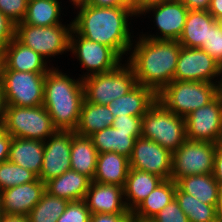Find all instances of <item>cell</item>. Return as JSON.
<instances>
[{
	"instance_id": "3957f363",
	"label": "cell",
	"mask_w": 222,
	"mask_h": 222,
	"mask_svg": "<svg viewBox=\"0 0 222 222\" xmlns=\"http://www.w3.org/2000/svg\"><path fill=\"white\" fill-rule=\"evenodd\" d=\"M85 100L83 79L71 78L58 67L45 75L43 106L57 130H75Z\"/></svg>"
},
{
	"instance_id": "7bdbcfd3",
	"label": "cell",
	"mask_w": 222,
	"mask_h": 222,
	"mask_svg": "<svg viewBox=\"0 0 222 222\" xmlns=\"http://www.w3.org/2000/svg\"><path fill=\"white\" fill-rule=\"evenodd\" d=\"M213 176L222 188V142L216 145Z\"/></svg>"
},
{
	"instance_id": "f1b7e54d",
	"label": "cell",
	"mask_w": 222,
	"mask_h": 222,
	"mask_svg": "<svg viewBox=\"0 0 222 222\" xmlns=\"http://www.w3.org/2000/svg\"><path fill=\"white\" fill-rule=\"evenodd\" d=\"M114 116L107 105H98L84 100L79 122L74 130L77 135L90 137L94 133L112 126Z\"/></svg>"
},
{
	"instance_id": "d6986e66",
	"label": "cell",
	"mask_w": 222,
	"mask_h": 222,
	"mask_svg": "<svg viewBox=\"0 0 222 222\" xmlns=\"http://www.w3.org/2000/svg\"><path fill=\"white\" fill-rule=\"evenodd\" d=\"M91 214H131L124 199V187L91 181L85 196Z\"/></svg>"
},
{
	"instance_id": "d6a6232c",
	"label": "cell",
	"mask_w": 222,
	"mask_h": 222,
	"mask_svg": "<svg viewBox=\"0 0 222 222\" xmlns=\"http://www.w3.org/2000/svg\"><path fill=\"white\" fill-rule=\"evenodd\" d=\"M69 201L44 192L41 200L32 208L27 217L29 222H57Z\"/></svg>"
},
{
	"instance_id": "6da1fadb",
	"label": "cell",
	"mask_w": 222,
	"mask_h": 222,
	"mask_svg": "<svg viewBox=\"0 0 222 222\" xmlns=\"http://www.w3.org/2000/svg\"><path fill=\"white\" fill-rule=\"evenodd\" d=\"M74 8L77 13L72 19V29L76 33L112 48L122 59L129 55L136 37L131 35L129 20L138 18L132 7H97L83 2Z\"/></svg>"
},
{
	"instance_id": "f5cc1de1",
	"label": "cell",
	"mask_w": 222,
	"mask_h": 222,
	"mask_svg": "<svg viewBox=\"0 0 222 222\" xmlns=\"http://www.w3.org/2000/svg\"><path fill=\"white\" fill-rule=\"evenodd\" d=\"M215 20L217 22L218 27L222 30V17L216 18Z\"/></svg>"
},
{
	"instance_id": "83f0119b",
	"label": "cell",
	"mask_w": 222,
	"mask_h": 222,
	"mask_svg": "<svg viewBox=\"0 0 222 222\" xmlns=\"http://www.w3.org/2000/svg\"><path fill=\"white\" fill-rule=\"evenodd\" d=\"M98 154L90 137L80 136L76 133L72 135L71 170L83 174L93 181Z\"/></svg>"
},
{
	"instance_id": "bcb514c9",
	"label": "cell",
	"mask_w": 222,
	"mask_h": 222,
	"mask_svg": "<svg viewBox=\"0 0 222 222\" xmlns=\"http://www.w3.org/2000/svg\"><path fill=\"white\" fill-rule=\"evenodd\" d=\"M189 10L208 11L211 0H180Z\"/></svg>"
},
{
	"instance_id": "ac0fdd59",
	"label": "cell",
	"mask_w": 222,
	"mask_h": 222,
	"mask_svg": "<svg viewBox=\"0 0 222 222\" xmlns=\"http://www.w3.org/2000/svg\"><path fill=\"white\" fill-rule=\"evenodd\" d=\"M44 192L45 183L39 178L33 182L0 191L3 214L27 216L41 200Z\"/></svg>"
},
{
	"instance_id": "d4e9b609",
	"label": "cell",
	"mask_w": 222,
	"mask_h": 222,
	"mask_svg": "<svg viewBox=\"0 0 222 222\" xmlns=\"http://www.w3.org/2000/svg\"><path fill=\"white\" fill-rule=\"evenodd\" d=\"M215 21L208 11L189 10L178 42L186 48H201L207 43L209 26Z\"/></svg>"
},
{
	"instance_id": "f546056e",
	"label": "cell",
	"mask_w": 222,
	"mask_h": 222,
	"mask_svg": "<svg viewBox=\"0 0 222 222\" xmlns=\"http://www.w3.org/2000/svg\"><path fill=\"white\" fill-rule=\"evenodd\" d=\"M176 184L183 192L194 196L202 203L218 206L221 187L213 174L186 176L180 178Z\"/></svg>"
},
{
	"instance_id": "603a6c76",
	"label": "cell",
	"mask_w": 222,
	"mask_h": 222,
	"mask_svg": "<svg viewBox=\"0 0 222 222\" xmlns=\"http://www.w3.org/2000/svg\"><path fill=\"white\" fill-rule=\"evenodd\" d=\"M43 154V141L12 137L8 160L39 177L43 164Z\"/></svg>"
},
{
	"instance_id": "11a10c76",
	"label": "cell",
	"mask_w": 222,
	"mask_h": 222,
	"mask_svg": "<svg viewBox=\"0 0 222 222\" xmlns=\"http://www.w3.org/2000/svg\"><path fill=\"white\" fill-rule=\"evenodd\" d=\"M3 216L2 204H1V195H0V219Z\"/></svg>"
},
{
	"instance_id": "681fc988",
	"label": "cell",
	"mask_w": 222,
	"mask_h": 222,
	"mask_svg": "<svg viewBox=\"0 0 222 222\" xmlns=\"http://www.w3.org/2000/svg\"><path fill=\"white\" fill-rule=\"evenodd\" d=\"M4 113H5V102L0 88V125H2L4 122Z\"/></svg>"
},
{
	"instance_id": "7a4b0ae2",
	"label": "cell",
	"mask_w": 222,
	"mask_h": 222,
	"mask_svg": "<svg viewBox=\"0 0 222 222\" xmlns=\"http://www.w3.org/2000/svg\"><path fill=\"white\" fill-rule=\"evenodd\" d=\"M125 62L131 66L136 82L158 94L174 80L181 44L174 40L136 37Z\"/></svg>"
},
{
	"instance_id": "60d3db41",
	"label": "cell",
	"mask_w": 222,
	"mask_h": 222,
	"mask_svg": "<svg viewBox=\"0 0 222 222\" xmlns=\"http://www.w3.org/2000/svg\"><path fill=\"white\" fill-rule=\"evenodd\" d=\"M131 214H91L90 222H131Z\"/></svg>"
},
{
	"instance_id": "44dd1931",
	"label": "cell",
	"mask_w": 222,
	"mask_h": 222,
	"mask_svg": "<svg viewBox=\"0 0 222 222\" xmlns=\"http://www.w3.org/2000/svg\"><path fill=\"white\" fill-rule=\"evenodd\" d=\"M91 180L74 170L45 182V191L49 194L70 201L84 200Z\"/></svg>"
},
{
	"instance_id": "836d02e7",
	"label": "cell",
	"mask_w": 222,
	"mask_h": 222,
	"mask_svg": "<svg viewBox=\"0 0 222 222\" xmlns=\"http://www.w3.org/2000/svg\"><path fill=\"white\" fill-rule=\"evenodd\" d=\"M37 178L31 171L9 160L0 163V191L33 182Z\"/></svg>"
},
{
	"instance_id": "e575fe53",
	"label": "cell",
	"mask_w": 222,
	"mask_h": 222,
	"mask_svg": "<svg viewBox=\"0 0 222 222\" xmlns=\"http://www.w3.org/2000/svg\"><path fill=\"white\" fill-rule=\"evenodd\" d=\"M90 217L85 200L70 201L57 222H90Z\"/></svg>"
},
{
	"instance_id": "816d5d0a",
	"label": "cell",
	"mask_w": 222,
	"mask_h": 222,
	"mask_svg": "<svg viewBox=\"0 0 222 222\" xmlns=\"http://www.w3.org/2000/svg\"><path fill=\"white\" fill-rule=\"evenodd\" d=\"M131 222H153V221L152 220H141V219H138V218H132Z\"/></svg>"
},
{
	"instance_id": "4fadbf2b",
	"label": "cell",
	"mask_w": 222,
	"mask_h": 222,
	"mask_svg": "<svg viewBox=\"0 0 222 222\" xmlns=\"http://www.w3.org/2000/svg\"><path fill=\"white\" fill-rule=\"evenodd\" d=\"M174 80L222 83V66L201 48L181 46Z\"/></svg>"
},
{
	"instance_id": "e0dca14e",
	"label": "cell",
	"mask_w": 222,
	"mask_h": 222,
	"mask_svg": "<svg viewBox=\"0 0 222 222\" xmlns=\"http://www.w3.org/2000/svg\"><path fill=\"white\" fill-rule=\"evenodd\" d=\"M52 66L30 47L19 42L15 37L0 53V70L47 73Z\"/></svg>"
},
{
	"instance_id": "8992f818",
	"label": "cell",
	"mask_w": 222,
	"mask_h": 222,
	"mask_svg": "<svg viewBox=\"0 0 222 222\" xmlns=\"http://www.w3.org/2000/svg\"><path fill=\"white\" fill-rule=\"evenodd\" d=\"M72 20L69 24L48 27L33 26L23 21L15 24V38L27 47L39 53L49 65L50 58L69 52Z\"/></svg>"
},
{
	"instance_id": "5b68a950",
	"label": "cell",
	"mask_w": 222,
	"mask_h": 222,
	"mask_svg": "<svg viewBox=\"0 0 222 222\" xmlns=\"http://www.w3.org/2000/svg\"><path fill=\"white\" fill-rule=\"evenodd\" d=\"M175 152L186 139L184 117L178 116L156 101L142 116V135Z\"/></svg>"
},
{
	"instance_id": "f6af8a7d",
	"label": "cell",
	"mask_w": 222,
	"mask_h": 222,
	"mask_svg": "<svg viewBox=\"0 0 222 222\" xmlns=\"http://www.w3.org/2000/svg\"><path fill=\"white\" fill-rule=\"evenodd\" d=\"M168 0H130L132 10L139 16L147 7L160 4Z\"/></svg>"
},
{
	"instance_id": "7dc6e473",
	"label": "cell",
	"mask_w": 222,
	"mask_h": 222,
	"mask_svg": "<svg viewBox=\"0 0 222 222\" xmlns=\"http://www.w3.org/2000/svg\"><path fill=\"white\" fill-rule=\"evenodd\" d=\"M208 12L215 19L222 17V0H211Z\"/></svg>"
},
{
	"instance_id": "7402d4cb",
	"label": "cell",
	"mask_w": 222,
	"mask_h": 222,
	"mask_svg": "<svg viewBox=\"0 0 222 222\" xmlns=\"http://www.w3.org/2000/svg\"><path fill=\"white\" fill-rule=\"evenodd\" d=\"M130 170L129 158L115 153L98 154L93 181L124 187Z\"/></svg>"
},
{
	"instance_id": "74e56055",
	"label": "cell",
	"mask_w": 222,
	"mask_h": 222,
	"mask_svg": "<svg viewBox=\"0 0 222 222\" xmlns=\"http://www.w3.org/2000/svg\"><path fill=\"white\" fill-rule=\"evenodd\" d=\"M153 222H189L188 217L174 198L153 219Z\"/></svg>"
},
{
	"instance_id": "ba28073f",
	"label": "cell",
	"mask_w": 222,
	"mask_h": 222,
	"mask_svg": "<svg viewBox=\"0 0 222 222\" xmlns=\"http://www.w3.org/2000/svg\"><path fill=\"white\" fill-rule=\"evenodd\" d=\"M85 100L98 105H108L126 95L137 85L133 69L126 62L114 70L88 76L83 79Z\"/></svg>"
},
{
	"instance_id": "c3c4849f",
	"label": "cell",
	"mask_w": 222,
	"mask_h": 222,
	"mask_svg": "<svg viewBox=\"0 0 222 222\" xmlns=\"http://www.w3.org/2000/svg\"><path fill=\"white\" fill-rule=\"evenodd\" d=\"M0 222H29L27 216H18V215H5L0 219Z\"/></svg>"
},
{
	"instance_id": "d590c367",
	"label": "cell",
	"mask_w": 222,
	"mask_h": 222,
	"mask_svg": "<svg viewBox=\"0 0 222 222\" xmlns=\"http://www.w3.org/2000/svg\"><path fill=\"white\" fill-rule=\"evenodd\" d=\"M201 49L222 66V30L216 21L209 26L208 41L203 44Z\"/></svg>"
},
{
	"instance_id": "9a60e30c",
	"label": "cell",
	"mask_w": 222,
	"mask_h": 222,
	"mask_svg": "<svg viewBox=\"0 0 222 222\" xmlns=\"http://www.w3.org/2000/svg\"><path fill=\"white\" fill-rule=\"evenodd\" d=\"M129 161L132 169L158 175L164 180L171 179L172 153L152 140L137 138Z\"/></svg>"
},
{
	"instance_id": "30bf717a",
	"label": "cell",
	"mask_w": 222,
	"mask_h": 222,
	"mask_svg": "<svg viewBox=\"0 0 222 222\" xmlns=\"http://www.w3.org/2000/svg\"><path fill=\"white\" fill-rule=\"evenodd\" d=\"M69 52L80 62L84 68L82 70H86L83 75H79L81 79L110 72L124 62L112 48L82 37L73 29L70 34Z\"/></svg>"
},
{
	"instance_id": "4316f807",
	"label": "cell",
	"mask_w": 222,
	"mask_h": 222,
	"mask_svg": "<svg viewBox=\"0 0 222 222\" xmlns=\"http://www.w3.org/2000/svg\"><path fill=\"white\" fill-rule=\"evenodd\" d=\"M177 184L172 179L163 180L131 212L132 218L152 220L167 204L175 198Z\"/></svg>"
},
{
	"instance_id": "8fae6325",
	"label": "cell",
	"mask_w": 222,
	"mask_h": 222,
	"mask_svg": "<svg viewBox=\"0 0 222 222\" xmlns=\"http://www.w3.org/2000/svg\"><path fill=\"white\" fill-rule=\"evenodd\" d=\"M215 143L186 140L172 153L171 179L177 182L190 175L212 174Z\"/></svg>"
},
{
	"instance_id": "8d00e7d4",
	"label": "cell",
	"mask_w": 222,
	"mask_h": 222,
	"mask_svg": "<svg viewBox=\"0 0 222 222\" xmlns=\"http://www.w3.org/2000/svg\"><path fill=\"white\" fill-rule=\"evenodd\" d=\"M27 6L28 0H0V12L15 24L24 20Z\"/></svg>"
},
{
	"instance_id": "52a82bcc",
	"label": "cell",
	"mask_w": 222,
	"mask_h": 222,
	"mask_svg": "<svg viewBox=\"0 0 222 222\" xmlns=\"http://www.w3.org/2000/svg\"><path fill=\"white\" fill-rule=\"evenodd\" d=\"M3 125L11 137L43 142L57 130L43 105L37 107L5 105Z\"/></svg>"
},
{
	"instance_id": "b9f144b4",
	"label": "cell",
	"mask_w": 222,
	"mask_h": 222,
	"mask_svg": "<svg viewBox=\"0 0 222 222\" xmlns=\"http://www.w3.org/2000/svg\"><path fill=\"white\" fill-rule=\"evenodd\" d=\"M12 137L6 130V127L0 125V163L7 161L9 158V150Z\"/></svg>"
},
{
	"instance_id": "f35d334b",
	"label": "cell",
	"mask_w": 222,
	"mask_h": 222,
	"mask_svg": "<svg viewBox=\"0 0 222 222\" xmlns=\"http://www.w3.org/2000/svg\"><path fill=\"white\" fill-rule=\"evenodd\" d=\"M112 127L117 131L142 133V116L125 115L114 117Z\"/></svg>"
},
{
	"instance_id": "cb8c5ba5",
	"label": "cell",
	"mask_w": 222,
	"mask_h": 222,
	"mask_svg": "<svg viewBox=\"0 0 222 222\" xmlns=\"http://www.w3.org/2000/svg\"><path fill=\"white\" fill-rule=\"evenodd\" d=\"M163 180L158 175L130 168L124 186L128 210L132 212Z\"/></svg>"
},
{
	"instance_id": "ffe728a7",
	"label": "cell",
	"mask_w": 222,
	"mask_h": 222,
	"mask_svg": "<svg viewBox=\"0 0 222 222\" xmlns=\"http://www.w3.org/2000/svg\"><path fill=\"white\" fill-rule=\"evenodd\" d=\"M157 101V94L150 88L137 84L126 95L116 98L107 106L114 117L143 116Z\"/></svg>"
},
{
	"instance_id": "1f68e13d",
	"label": "cell",
	"mask_w": 222,
	"mask_h": 222,
	"mask_svg": "<svg viewBox=\"0 0 222 222\" xmlns=\"http://www.w3.org/2000/svg\"><path fill=\"white\" fill-rule=\"evenodd\" d=\"M175 199L189 222H219L216 206L202 203L194 196L183 192L178 186L175 191Z\"/></svg>"
},
{
	"instance_id": "ee69618b",
	"label": "cell",
	"mask_w": 222,
	"mask_h": 222,
	"mask_svg": "<svg viewBox=\"0 0 222 222\" xmlns=\"http://www.w3.org/2000/svg\"><path fill=\"white\" fill-rule=\"evenodd\" d=\"M84 3L97 7H131L130 0H85Z\"/></svg>"
},
{
	"instance_id": "9c48e42d",
	"label": "cell",
	"mask_w": 222,
	"mask_h": 222,
	"mask_svg": "<svg viewBox=\"0 0 222 222\" xmlns=\"http://www.w3.org/2000/svg\"><path fill=\"white\" fill-rule=\"evenodd\" d=\"M46 73L0 70V88L5 105L37 107L43 105Z\"/></svg>"
},
{
	"instance_id": "277c9868",
	"label": "cell",
	"mask_w": 222,
	"mask_h": 222,
	"mask_svg": "<svg viewBox=\"0 0 222 222\" xmlns=\"http://www.w3.org/2000/svg\"><path fill=\"white\" fill-rule=\"evenodd\" d=\"M221 84L173 80L157 94V101L169 111L185 118L211 102L220 93Z\"/></svg>"
},
{
	"instance_id": "f907efd6",
	"label": "cell",
	"mask_w": 222,
	"mask_h": 222,
	"mask_svg": "<svg viewBox=\"0 0 222 222\" xmlns=\"http://www.w3.org/2000/svg\"><path fill=\"white\" fill-rule=\"evenodd\" d=\"M217 212H218V216H222V188H221L220 194H219Z\"/></svg>"
},
{
	"instance_id": "484cf974",
	"label": "cell",
	"mask_w": 222,
	"mask_h": 222,
	"mask_svg": "<svg viewBox=\"0 0 222 222\" xmlns=\"http://www.w3.org/2000/svg\"><path fill=\"white\" fill-rule=\"evenodd\" d=\"M142 133L117 131L112 126L104 128L90 136L99 154L115 152L130 157L134 142Z\"/></svg>"
},
{
	"instance_id": "db71d44e",
	"label": "cell",
	"mask_w": 222,
	"mask_h": 222,
	"mask_svg": "<svg viewBox=\"0 0 222 222\" xmlns=\"http://www.w3.org/2000/svg\"><path fill=\"white\" fill-rule=\"evenodd\" d=\"M70 3H72V5H76V4H79V3H83L85 0H69Z\"/></svg>"
},
{
	"instance_id": "4dcf8cb0",
	"label": "cell",
	"mask_w": 222,
	"mask_h": 222,
	"mask_svg": "<svg viewBox=\"0 0 222 222\" xmlns=\"http://www.w3.org/2000/svg\"><path fill=\"white\" fill-rule=\"evenodd\" d=\"M60 0H30L28 1L25 24L48 27L62 23ZM61 18V19H60ZM60 19V20H59Z\"/></svg>"
},
{
	"instance_id": "5bb4252c",
	"label": "cell",
	"mask_w": 222,
	"mask_h": 222,
	"mask_svg": "<svg viewBox=\"0 0 222 222\" xmlns=\"http://www.w3.org/2000/svg\"><path fill=\"white\" fill-rule=\"evenodd\" d=\"M189 9L180 0H168L160 4L147 7L138 16H145L147 13H151L153 16V23L158 29L155 34H140L142 37L157 40H174L178 41L182 34L186 16ZM160 34V35H159Z\"/></svg>"
},
{
	"instance_id": "9f6ffc18",
	"label": "cell",
	"mask_w": 222,
	"mask_h": 222,
	"mask_svg": "<svg viewBox=\"0 0 222 222\" xmlns=\"http://www.w3.org/2000/svg\"><path fill=\"white\" fill-rule=\"evenodd\" d=\"M219 222H222V216H219Z\"/></svg>"
},
{
	"instance_id": "7c38bea8",
	"label": "cell",
	"mask_w": 222,
	"mask_h": 222,
	"mask_svg": "<svg viewBox=\"0 0 222 222\" xmlns=\"http://www.w3.org/2000/svg\"><path fill=\"white\" fill-rule=\"evenodd\" d=\"M186 139L191 141L222 142V93L211 102L191 112L185 118Z\"/></svg>"
},
{
	"instance_id": "ab89813d",
	"label": "cell",
	"mask_w": 222,
	"mask_h": 222,
	"mask_svg": "<svg viewBox=\"0 0 222 222\" xmlns=\"http://www.w3.org/2000/svg\"><path fill=\"white\" fill-rule=\"evenodd\" d=\"M15 37V23L0 12V53Z\"/></svg>"
},
{
	"instance_id": "2e32d148",
	"label": "cell",
	"mask_w": 222,
	"mask_h": 222,
	"mask_svg": "<svg viewBox=\"0 0 222 222\" xmlns=\"http://www.w3.org/2000/svg\"><path fill=\"white\" fill-rule=\"evenodd\" d=\"M73 130H56L44 141L43 164L39 179L46 182L71 170L70 152Z\"/></svg>"
}]
</instances>
